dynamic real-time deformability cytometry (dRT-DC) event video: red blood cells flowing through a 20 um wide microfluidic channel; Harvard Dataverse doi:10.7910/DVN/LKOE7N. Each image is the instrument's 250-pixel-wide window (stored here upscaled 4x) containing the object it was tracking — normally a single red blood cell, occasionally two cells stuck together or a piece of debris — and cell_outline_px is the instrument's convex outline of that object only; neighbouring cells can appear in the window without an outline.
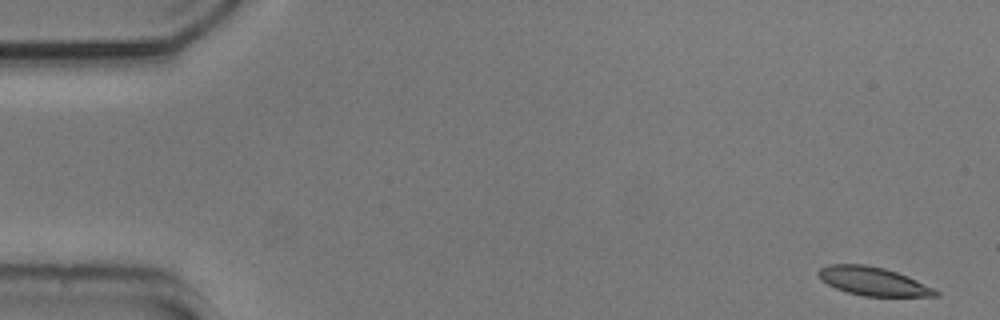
{"species": "common noctule bat (a hibernating species)", "species_latin": "Nyctalus noctula", "temperature_condition": "cold", "stored_images_in_passage": 54, "camera_frame_rate_fps": 3000, "um_per_image_px": 0.085, "animal": {"sex": "male", "body_mass_g": 20.5, "forearm_length_mm": 52.5}, "frame": {"image": 1, "passage_image": 1, "time_ms": 0.0, "image_size_px": [1000, 320], "cell_outline_px": [[940, 296], [864, 296], [848, 292], [836, 288], [820, 280], [816, 272], [820, 268], [828, 264], [864, 264], [884, 268], [908, 276], [940, 292]], "centroid_in_image_um": [74.18, 23.9], "position_along_channel_um": 10.8, "area_um2": 19.36}}
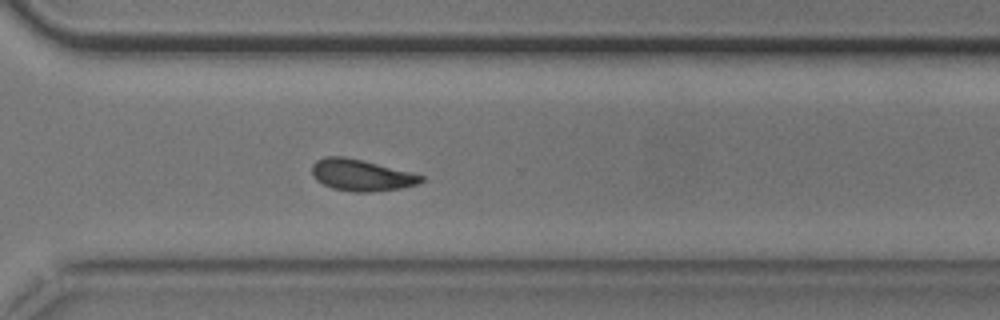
{"frame": {"image": 2, "passage_image": 38, "time_ms": 12.333, "image_size_px": [1000, 320], "cell_outline_px": [[424, 180], [420, 184], [400, 188], [372, 192], [352, 192], [332, 188], [316, 180], [312, 176], [312, 164], [316, 160], [324, 156], [344, 156], [364, 160], [412, 172], [424, 176]], "centroid_in_image_um": [30.71, 14.88], "position_along_channel_um": 339.9, "area_um2": 20.35}}
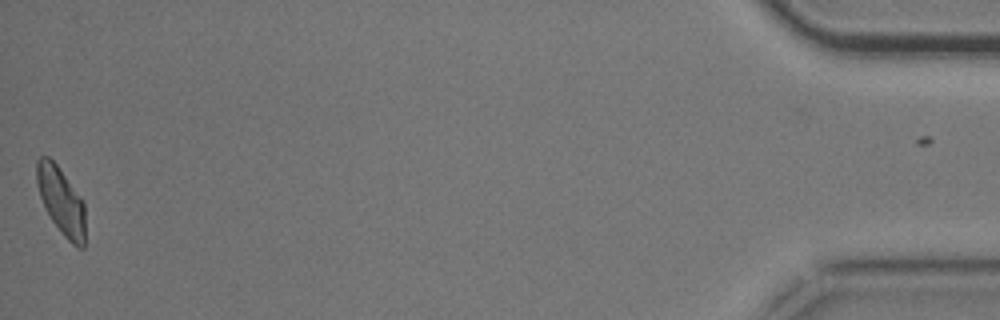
{"frame": {"image": 3, "passage_image": 53, "time_ms": 17.333, "image_size_px": [1000, 320], "cell_outline_px": [[84, 248], [80, 248], [72, 244], [64, 236], [52, 220], [44, 208], [36, 184], [36, 160], [40, 156], [48, 156], [56, 164], [84, 200]], "centroid_in_image_um": [5.18, 17.05], "position_along_channel_um": 430.0, "area_um2": 19.07}, "authors_computed_cell_mechanics": {"area_um2": 19.9988, "velocity_mm_per_s": 3.7107, "shape_relaxation_time_tau1_ms": 10.4405, "shape_relaxation_time_tau2_ms": 4.3064, "deformation_change_tau1": 0.1868, "deformation_change_tau2": 0.0964}}